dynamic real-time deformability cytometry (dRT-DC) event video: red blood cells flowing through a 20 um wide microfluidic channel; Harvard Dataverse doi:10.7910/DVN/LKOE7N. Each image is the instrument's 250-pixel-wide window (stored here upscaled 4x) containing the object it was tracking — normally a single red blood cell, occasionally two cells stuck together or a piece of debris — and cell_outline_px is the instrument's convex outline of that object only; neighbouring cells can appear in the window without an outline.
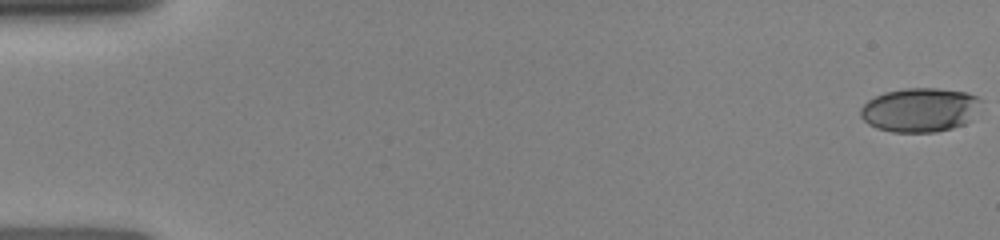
{"species": "human", "species_latin": "Homo sapiens", "temperature_condition": "room temperature", "stored_images_in_passage": 23, "camera_frame_rate_fps": 3000, "um_per_image_px": 0.085, "donor": {"sex": "female"}, "frame": {"image": 1, "passage_image": 1, "time_ms": 0.0, "image_size_px": [1000, 240], "cell_outline_px": [[984, 100], [968, 120], [964, 124], [952, 128], [936, 132], [892, 132], [876, 128], [868, 124], [860, 116], [860, 108], [868, 100], [884, 92], [904, 88], [936, 88], [968, 92]], "centroid_in_image_um": [78.17, 9.33], "position_along_channel_um": 6.8, "area_um2": 31.04}}
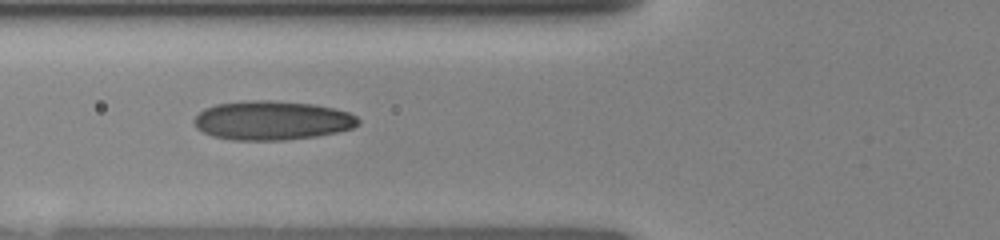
{"frame": {"image": 2, "passage_image": 14, "time_ms": 6.0, "image_size_px": [1000, 240], "cell_outline_px": [[360, 124], [352, 128], [336, 132], [316, 136], [284, 140], [232, 140], [212, 136], [196, 128], [192, 120], [204, 108], [216, 104], [252, 100], [268, 100], [316, 104], [348, 112], [356, 116], [360, 120]], "centroid_in_image_um": [23.11, 10.24], "position_along_channel_um": 102.7, "area_um2": 37.45}}
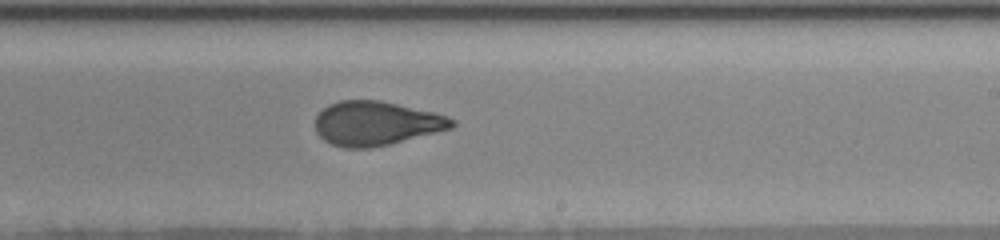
{"frame": {"image": 3, "passage_image": 23, "time_ms": 9.667, "image_size_px": [1000, 240], "cell_outline_px": [[456, 124], [452, 128], [388, 144], [368, 148], [344, 148], [332, 144], [324, 140], [316, 132], [316, 116], [328, 104], [340, 100], [380, 100], [436, 112], [448, 116], [456, 120]], "centroid_in_image_um": [31.98, 10.47], "position_along_channel_um": 257.0, "area_um2": 35.14}}